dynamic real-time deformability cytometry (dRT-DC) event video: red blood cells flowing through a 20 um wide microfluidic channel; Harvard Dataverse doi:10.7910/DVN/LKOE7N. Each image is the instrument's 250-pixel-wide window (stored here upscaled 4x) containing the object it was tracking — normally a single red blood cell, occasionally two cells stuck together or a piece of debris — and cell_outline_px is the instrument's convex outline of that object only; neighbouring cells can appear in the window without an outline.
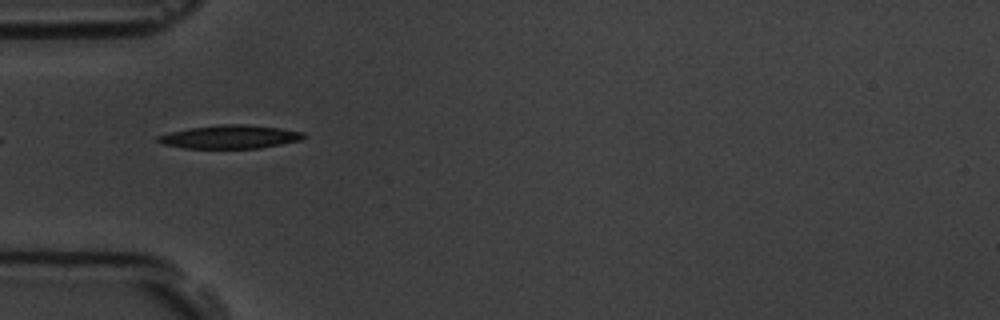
{"species": "common noctule bat (a hibernating species)", "species_latin": "Nyctalus noctula", "temperature_condition": "room temperature", "stored_images_in_passage": 7, "camera_frame_rate_fps": 3000, "um_per_image_px": 0.085, "animal": {"sex": "male", "body_mass_g": 19.5, "forearm_length_mm": 54.6}, "frame": {"image": 1, "passage_image": 1, "time_ms": 0.0, "image_size_px": [1000, 320], "cell_outline_px": [[308, 136], [300, 140], [260, 148], [184, 148], [164, 144], [156, 140], [156, 136], [168, 132], [192, 128], [224, 124], [244, 124], [280, 128], [304, 132]], "centroid_in_image_um": [19.57, 11.63], "position_along_channel_um": 65.4, "area_um2": 19.77}}
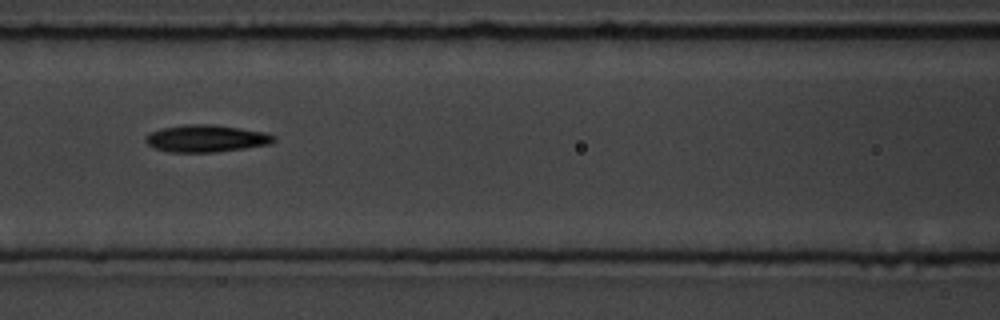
{"frame": {"image": 2, "passage_image": 3, "time_ms": 2.333, "image_size_px": [1000, 320], "cell_outline_px": [[276, 140], [272, 144], [216, 152], [168, 152], [156, 148], [148, 144], [144, 140], [144, 136], [148, 132], [160, 128], [184, 124], [212, 124], [240, 128], [264, 132], [276, 136]], "centroid_in_image_um": [17.5, 11.76], "position_along_channel_um": 149.1, "area_um2": 20.52}}
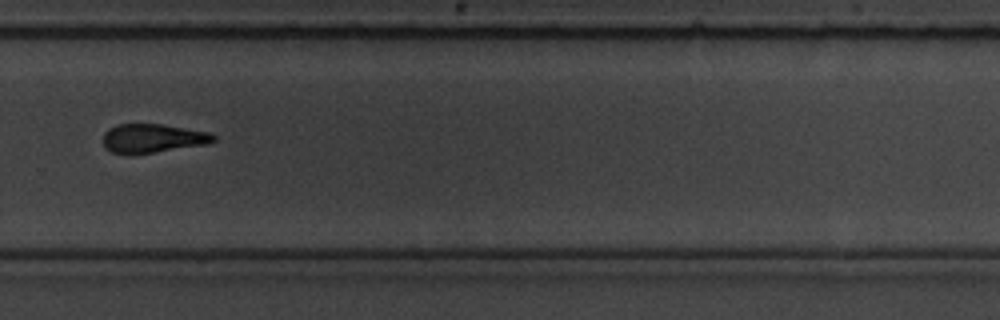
{"frame": {"image": 3, "passage_image": 7, "time_ms": 7.0, "image_size_px": [1000, 320], "cell_outline_px": [[216, 140], [208, 144], [132, 156], [128, 156], [112, 152], [104, 148], [104, 132], [108, 128], [116, 124], [164, 124], [208, 132], [216, 136]], "centroid_in_image_um": [12.95, 11.78], "position_along_channel_um": 316.9, "area_um2": 19.07}}